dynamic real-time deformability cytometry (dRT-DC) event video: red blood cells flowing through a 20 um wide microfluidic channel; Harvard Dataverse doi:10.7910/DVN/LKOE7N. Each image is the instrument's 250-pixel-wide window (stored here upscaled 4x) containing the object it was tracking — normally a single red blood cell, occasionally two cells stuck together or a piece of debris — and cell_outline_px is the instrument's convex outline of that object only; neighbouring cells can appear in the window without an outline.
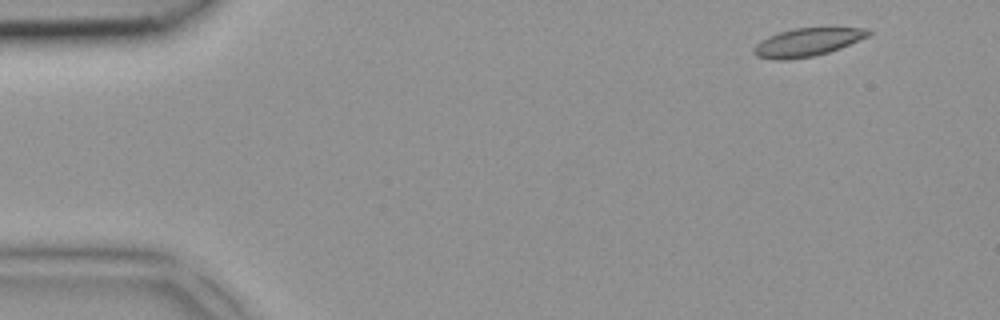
{"species": "common noctule bat (a hibernating species)", "species_latin": "Nyctalus noctula", "temperature_condition": "room temperature", "stored_images_in_passage": 4, "camera_frame_rate_fps": 3000, "um_per_image_px": 0.085, "animal": {"sex": "female", "body_mass_g": 18.4}, "frame": {"image": 1, "passage_image": 1, "time_ms": 0.0, "image_size_px": [1000, 320], "cell_outline_px": [[872, 32], [868, 36], [840, 48], [828, 52], [812, 56], [788, 60], [776, 60], [756, 56], [752, 52], [752, 48], [760, 40], [768, 36], [780, 32], [796, 28], [860, 28]], "centroid_in_image_um": [68.54, 3.6], "position_along_channel_um": 16.5, "area_um2": 18.55}}
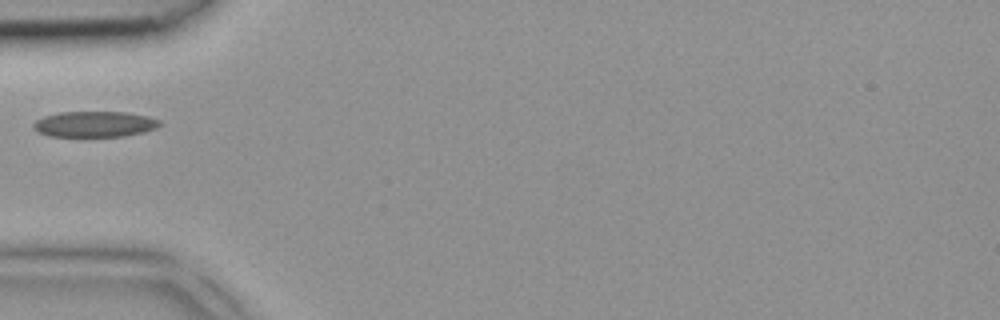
{"frame": {"image": 2, "passage_image": 4, "time_ms": 1.0, "image_size_px": [1000, 320], "cell_outline_px": [[160, 124], [156, 128], [144, 132], [124, 136], [48, 136], [32, 128], [32, 124], [36, 120], [44, 116], [60, 112], [124, 112], [148, 116], [160, 120]], "centroid_in_image_um": [8.03, 10.55], "position_along_channel_um": 77.0, "area_um2": 18.9}}